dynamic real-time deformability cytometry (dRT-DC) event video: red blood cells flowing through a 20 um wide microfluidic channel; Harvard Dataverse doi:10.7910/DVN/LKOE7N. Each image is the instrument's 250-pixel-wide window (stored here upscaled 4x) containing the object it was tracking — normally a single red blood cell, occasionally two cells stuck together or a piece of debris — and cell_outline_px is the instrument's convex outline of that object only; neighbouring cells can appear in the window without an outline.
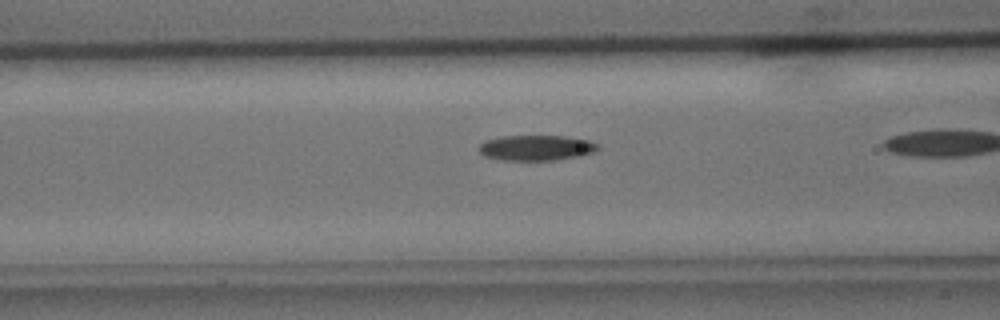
{"species": "common noctule bat (a hibernating species)", "species_latin": "Nyctalus noctula", "temperature_condition": "cold", "stored_images_in_passage": 29, "camera_frame_rate_fps": 3000, "um_per_image_px": 0.085, "animal": {"sex": "male", "body_mass_g": 15.6}, "frame": {"image": 1, "passage_image": 10, "time_ms": 3.0, "image_size_px": [1000, 320], "cell_outline_px": [[600, 148], [592, 152], [580, 156], [556, 160], [496, 160], [484, 156], [480, 152], [480, 144], [484, 140], [500, 136], [564, 136], [588, 140], [600, 144]], "centroid_in_image_um": [45.57, 12.56], "position_along_channel_um": 121.0, "area_um2": 17.74}}
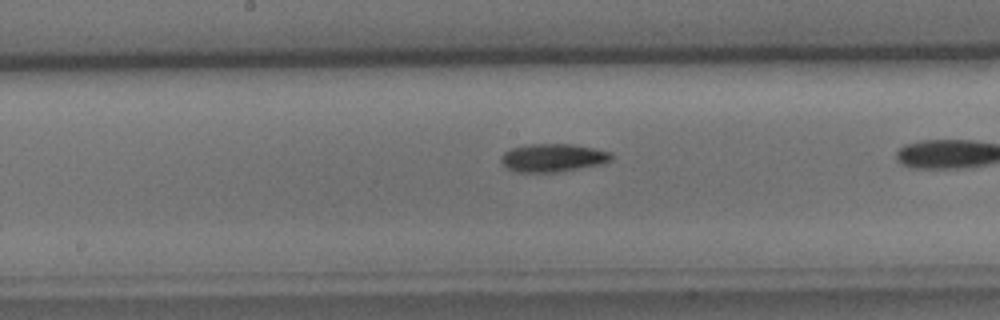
{"frame": {"image": 2, "passage_image": 16, "time_ms": 5.0, "image_size_px": [1000, 320], "cell_outline_px": [[612, 160], [604, 164], [556, 172], [516, 172], [508, 168], [500, 160], [500, 156], [504, 152], [512, 148], [528, 144], [572, 144], [612, 152]], "centroid_in_image_um": [47.01, 13.41], "position_along_channel_um": 201.2, "area_um2": 18.09}}
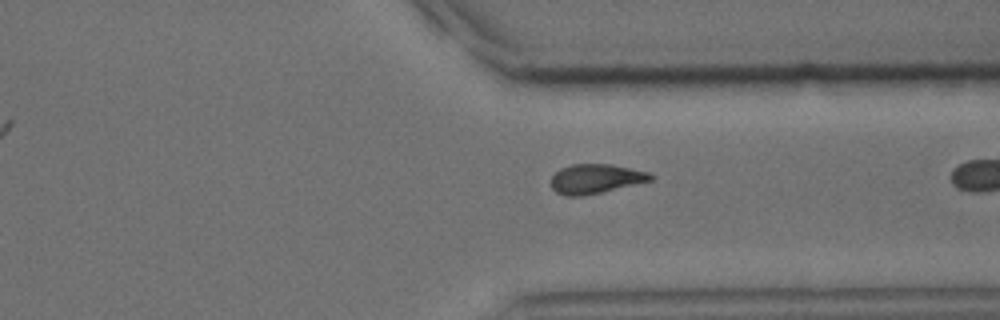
{"frame": {"image": 3, "passage_image": 28, "time_ms": 9.0, "image_size_px": [1000, 320], "cell_outline_px": [[652, 180], [600, 192], [580, 196], [564, 196], [556, 192], [552, 188], [552, 176], [560, 168], [572, 164], [608, 164], [652, 172]], "centroid_in_image_um": [50.61, 15.19], "position_along_channel_um": 360.8, "area_um2": 16.88}}